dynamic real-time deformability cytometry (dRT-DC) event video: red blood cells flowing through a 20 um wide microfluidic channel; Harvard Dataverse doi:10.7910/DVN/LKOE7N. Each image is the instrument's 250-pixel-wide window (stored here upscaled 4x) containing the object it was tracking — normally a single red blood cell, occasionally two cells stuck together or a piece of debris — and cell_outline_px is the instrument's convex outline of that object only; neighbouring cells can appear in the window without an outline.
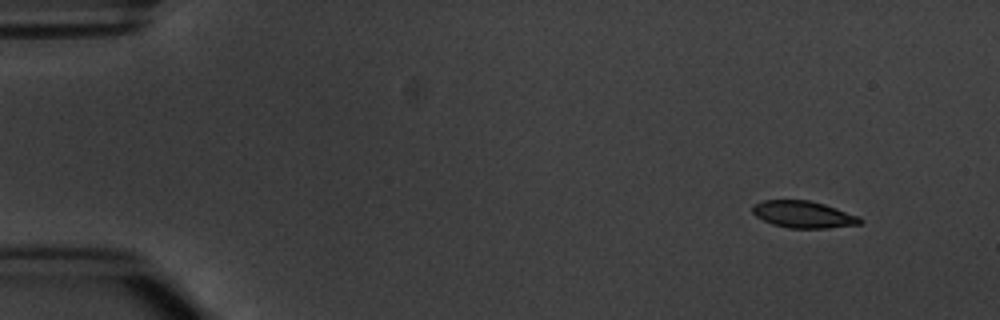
{"species": "common noctule bat (a hibernating species)", "species_latin": "Nyctalus noctula", "temperature_condition": "warm", "stored_images_in_passage": 5, "camera_frame_rate_fps": 3000, "um_per_image_px": 0.085, "animal": {"sex": "male", "body_mass_g": 20.1, "forearm_length_mm": 53.5}, "frame": {"image": 1, "passage_image": 2, "time_ms": 1.0, "image_size_px": [1000, 320], "cell_outline_px": [[864, 220], [860, 224], [828, 228], [788, 228], [772, 224], [756, 216], [752, 212], [752, 204], [764, 200], [808, 200], [824, 204], [860, 216]], "centroid_in_image_um": [68.29, 18.23], "position_along_channel_um": 16.7, "area_um2": 16.94}}
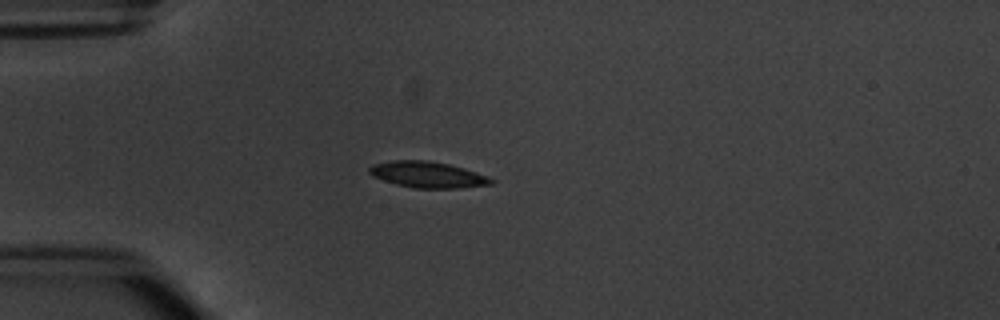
{"frame": {"image": 2, "passage_image": 4, "time_ms": 4.333, "image_size_px": [1000, 320], "cell_outline_px": [[496, 180], [492, 184], [460, 188], [412, 188], [396, 184], [372, 176], [368, 172], [368, 168], [372, 164], [392, 160], [428, 160], [448, 164], [464, 168], [488, 176]], "centroid_in_image_um": [36.34, 14.84], "position_along_channel_um": 48.7, "area_um2": 18.67}}